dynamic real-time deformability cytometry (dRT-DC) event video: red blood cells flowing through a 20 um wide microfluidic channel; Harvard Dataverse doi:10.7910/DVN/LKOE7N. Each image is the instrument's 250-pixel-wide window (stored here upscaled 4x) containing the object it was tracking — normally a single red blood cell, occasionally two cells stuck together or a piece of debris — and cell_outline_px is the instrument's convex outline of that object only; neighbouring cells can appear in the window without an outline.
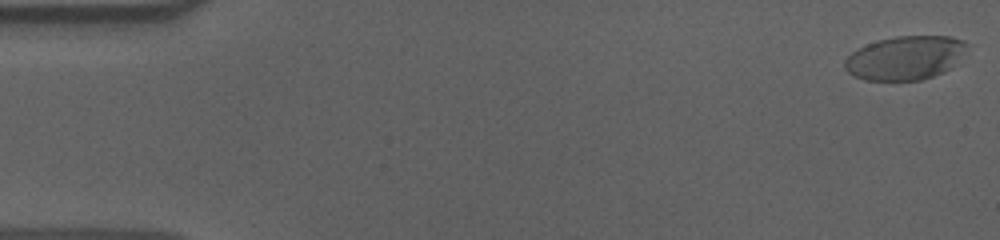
{"species": "human", "species_latin": "Homo sapiens", "temperature_condition": "cold", "stored_images_in_passage": 57, "camera_frame_rate_fps": 3000, "um_per_image_px": 0.085, "donor": {"sex": "male"}, "frame": {"image": 1, "passage_image": 1, "time_ms": 0.0, "image_size_px": [1000, 240], "cell_outline_px": [[968, 44], [952, 68], [944, 72], [920, 80], [864, 80], [848, 72], [844, 68], [844, 60], [852, 52], [868, 44], [880, 40], [896, 36], [948, 36], [964, 40]], "centroid_in_image_um": [76.94, 4.92], "position_along_channel_um": 8.1, "area_um2": 30.92}}
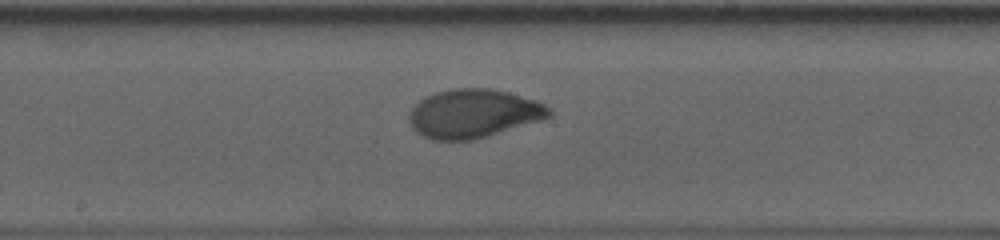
{"frame": {"image": 2, "passage_image": 30, "time_ms": 9.667, "image_size_px": [1000, 240], "cell_outline_px": [[552, 116], [540, 120], [472, 140], [432, 140], [416, 132], [412, 128], [408, 120], [408, 116], [412, 108], [424, 96], [436, 92], [452, 88], [492, 88], [508, 92], [536, 100], [552, 108]], "centroid_in_image_um": [40.23, 9.64], "position_along_channel_um": 208.0, "area_um2": 39.71}}
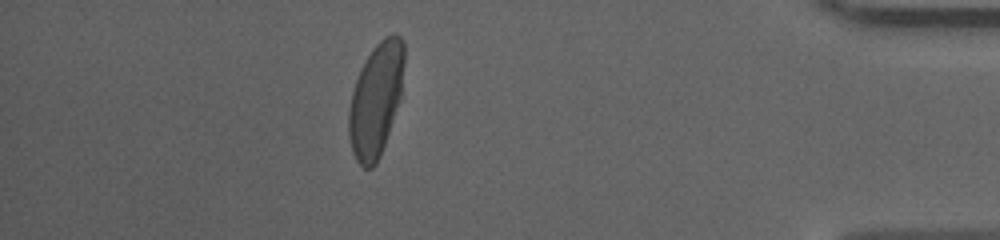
{"frame": {"image": 3, "passage_image": 50, "time_ms": 16.333, "image_size_px": [1000, 240], "cell_outline_px": [[404, 60], [400, 100], [380, 156], [376, 164], [372, 168], [364, 168], [356, 160], [352, 152], [348, 136], [348, 108], [352, 92], [360, 68], [364, 60], [372, 48], [384, 36], [392, 32], [400, 36], [404, 44]], "centroid_in_image_um": [31.94, 8.45], "position_along_channel_um": 403.3, "area_um2": 36.88}, "authors_computed_cell_mechanics": {"area_um2": 37.6856, "velocity_mm_per_s": 3.6044, "shape_relaxation_time_tau1_ms": 3.923, "shape_relaxation_time_tau2_ms": null, "deformation_change_tau1": 0.2004, "deformation_change_tau2": null}}